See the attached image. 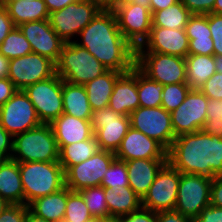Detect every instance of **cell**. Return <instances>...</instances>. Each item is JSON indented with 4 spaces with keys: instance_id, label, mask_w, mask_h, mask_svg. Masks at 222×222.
<instances>
[{
    "instance_id": "cell-47",
    "label": "cell",
    "mask_w": 222,
    "mask_h": 222,
    "mask_svg": "<svg viewBox=\"0 0 222 222\" xmlns=\"http://www.w3.org/2000/svg\"><path fill=\"white\" fill-rule=\"evenodd\" d=\"M15 27L7 8L0 3V44Z\"/></svg>"
},
{
    "instance_id": "cell-2",
    "label": "cell",
    "mask_w": 222,
    "mask_h": 222,
    "mask_svg": "<svg viewBox=\"0 0 222 222\" xmlns=\"http://www.w3.org/2000/svg\"><path fill=\"white\" fill-rule=\"evenodd\" d=\"M167 161L180 173L214 178L222 175V138L202 130L175 137Z\"/></svg>"
},
{
    "instance_id": "cell-51",
    "label": "cell",
    "mask_w": 222,
    "mask_h": 222,
    "mask_svg": "<svg viewBox=\"0 0 222 222\" xmlns=\"http://www.w3.org/2000/svg\"><path fill=\"white\" fill-rule=\"evenodd\" d=\"M16 92L17 88L8 78H0V106L4 105Z\"/></svg>"
},
{
    "instance_id": "cell-30",
    "label": "cell",
    "mask_w": 222,
    "mask_h": 222,
    "mask_svg": "<svg viewBox=\"0 0 222 222\" xmlns=\"http://www.w3.org/2000/svg\"><path fill=\"white\" fill-rule=\"evenodd\" d=\"M186 60V80L190 89H200L216 72L214 55L188 54Z\"/></svg>"
},
{
    "instance_id": "cell-60",
    "label": "cell",
    "mask_w": 222,
    "mask_h": 222,
    "mask_svg": "<svg viewBox=\"0 0 222 222\" xmlns=\"http://www.w3.org/2000/svg\"><path fill=\"white\" fill-rule=\"evenodd\" d=\"M9 205V203L0 196V214L4 211V209Z\"/></svg>"
},
{
    "instance_id": "cell-6",
    "label": "cell",
    "mask_w": 222,
    "mask_h": 222,
    "mask_svg": "<svg viewBox=\"0 0 222 222\" xmlns=\"http://www.w3.org/2000/svg\"><path fill=\"white\" fill-rule=\"evenodd\" d=\"M102 9L94 1L82 0L49 13L48 21L64 42H72Z\"/></svg>"
},
{
    "instance_id": "cell-61",
    "label": "cell",
    "mask_w": 222,
    "mask_h": 222,
    "mask_svg": "<svg viewBox=\"0 0 222 222\" xmlns=\"http://www.w3.org/2000/svg\"><path fill=\"white\" fill-rule=\"evenodd\" d=\"M109 219L92 217L91 219L87 220L86 222H107Z\"/></svg>"
},
{
    "instance_id": "cell-43",
    "label": "cell",
    "mask_w": 222,
    "mask_h": 222,
    "mask_svg": "<svg viewBox=\"0 0 222 222\" xmlns=\"http://www.w3.org/2000/svg\"><path fill=\"white\" fill-rule=\"evenodd\" d=\"M28 205L9 204L0 214V222H25Z\"/></svg>"
},
{
    "instance_id": "cell-41",
    "label": "cell",
    "mask_w": 222,
    "mask_h": 222,
    "mask_svg": "<svg viewBox=\"0 0 222 222\" xmlns=\"http://www.w3.org/2000/svg\"><path fill=\"white\" fill-rule=\"evenodd\" d=\"M209 29L213 40L214 56H222V14L209 13Z\"/></svg>"
},
{
    "instance_id": "cell-56",
    "label": "cell",
    "mask_w": 222,
    "mask_h": 222,
    "mask_svg": "<svg viewBox=\"0 0 222 222\" xmlns=\"http://www.w3.org/2000/svg\"><path fill=\"white\" fill-rule=\"evenodd\" d=\"M25 222H49L44 218H41L34 213H32L29 209L27 210Z\"/></svg>"
},
{
    "instance_id": "cell-35",
    "label": "cell",
    "mask_w": 222,
    "mask_h": 222,
    "mask_svg": "<svg viewBox=\"0 0 222 222\" xmlns=\"http://www.w3.org/2000/svg\"><path fill=\"white\" fill-rule=\"evenodd\" d=\"M33 52L30 42L18 27H15L0 44V53L9 60L28 55Z\"/></svg>"
},
{
    "instance_id": "cell-9",
    "label": "cell",
    "mask_w": 222,
    "mask_h": 222,
    "mask_svg": "<svg viewBox=\"0 0 222 222\" xmlns=\"http://www.w3.org/2000/svg\"><path fill=\"white\" fill-rule=\"evenodd\" d=\"M212 178L191 173H180L175 210L194 220L201 210L210 205Z\"/></svg>"
},
{
    "instance_id": "cell-55",
    "label": "cell",
    "mask_w": 222,
    "mask_h": 222,
    "mask_svg": "<svg viewBox=\"0 0 222 222\" xmlns=\"http://www.w3.org/2000/svg\"><path fill=\"white\" fill-rule=\"evenodd\" d=\"M10 60L0 53V78H8Z\"/></svg>"
},
{
    "instance_id": "cell-16",
    "label": "cell",
    "mask_w": 222,
    "mask_h": 222,
    "mask_svg": "<svg viewBox=\"0 0 222 222\" xmlns=\"http://www.w3.org/2000/svg\"><path fill=\"white\" fill-rule=\"evenodd\" d=\"M40 124L35 108L23 90H17L4 105L0 106V125L12 136Z\"/></svg>"
},
{
    "instance_id": "cell-32",
    "label": "cell",
    "mask_w": 222,
    "mask_h": 222,
    "mask_svg": "<svg viewBox=\"0 0 222 222\" xmlns=\"http://www.w3.org/2000/svg\"><path fill=\"white\" fill-rule=\"evenodd\" d=\"M59 148L58 162L63 167L64 172L70 167L84 162L88 158L96 154L100 148L96 138H92L80 142L65 145Z\"/></svg>"
},
{
    "instance_id": "cell-20",
    "label": "cell",
    "mask_w": 222,
    "mask_h": 222,
    "mask_svg": "<svg viewBox=\"0 0 222 222\" xmlns=\"http://www.w3.org/2000/svg\"><path fill=\"white\" fill-rule=\"evenodd\" d=\"M116 159H167V150L156 140L130 127L115 152Z\"/></svg>"
},
{
    "instance_id": "cell-1",
    "label": "cell",
    "mask_w": 222,
    "mask_h": 222,
    "mask_svg": "<svg viewBox=\"0 0 222 222\" xmlns=\"http://www.w3.org/2000/svg\"><path fill=\"white\" fill-rule=\"evenodd\" d=\"M85 48L108 70L126 73L135 67L136 48L122 35L114 11L102 9L80 32Z\"/></svg>"
},
{
    "instance_id": "cell-21",
    "label": "cell",
    "mask_w": 222,
    "mask_h": 222,
    "mask_svg": "<svg viewBox=\"0 0 222 222\" xmlns=\"http://www.w3.org/2000/svg\"><path fill=\"white\" fill-rule=\"evenodd\" d=\"M108 107L123 116H129L139 107L136 66L118 77Z\"/></svg>"
},
{
    "instance_id": "cell-40",
    "label": "cell",
    "mask_w": 222,
    "mask_h": 222,
    "mask_svg": "<svg viewBox=\"0 0 222 222\" xmlns=\"http://www.w3.org/2000/svg\"><path fill=\"white\" fill-rule=\"evenodd\" d=\"M201 130L222 138V99H208L207 118Z\"/></svg>"
},
{
    "instance_id": "cell-14",
    "label": "cell",
    "mask_w": 222,
    "mask_h": 222,
    "mask_svg": "<svg viewBox=\"0 0 222 222\" xmlns=\"http://www.w3.org/2000/svg\"><path fill=\"white\" fill-rule=\"evenodd\" d=\"M56 74V64L47 57L34 52L11 59L9 62L8 79L17 90H25L38 81L45 80Z\"/></svg>"
},
{
    "instance_id": "cell-15",
    "label": "cell",
    "mask_w": 222,
    "mask_h": 222,
    "mask_svg": "<svg viewBox=\"0 0 222 222\" xmlns=\"http://www.w3.org/2000/svg\"><path fill=\"white\" fill-rule=\"evenodd\" d=\"M208 97L190 89L184 102L170 113L175 137L200 131L207 118Z\"/></svg>"
},
{
    "instance_id": "cell-18",
    "label": "cell",
    "mask_w": 222,
    "mask_h": 222,
    "mask_svg": "<svg viewBox=\"0 0 222 222\" xmlns=\"http://www.w3.org/2000/svg\"><path fill=\"white\" fill-rule=\"evenodd\" d=\"M18 28L30 42L34 53L47 57L55 64L58 62L66 42L52 29L48 20L26 22Z\"/></svg>"
},
{
    "instance_id": "cell-10",
    "label": "cell",
    "mask_w": 222,
    "mask_h": 222,
    "mask_svg": "<svg viewBox=\"0 0 222 222\" xmlns=\"http://www.w3.org/2000/svg\"><path fill=\"white\" fill-rule=\"evenodd\" d=\"M130 125L149 138L156 140L167 151L175 139L170 112L163 107H138L130 115Z\"/></svg>"
},
{
    "instance_id": "cell-34",
    "label": "cell",
    "mask_w": 222,
    "mask_h": 222,
    "mask_svg": "<svg viewBox=\"0 0 222 222\" xmlns=\"http://www.w3.org/2000/svg\"><path fill=\"white\" fill-rule=\"evenodd\" d=\"M163 89V84L149 79L137 68V90L140 107H160Z\"/></svg>"
},
{
    "instance_id": "cell-26",
    "label": "cell",
    "mask_w": 222,
    "mask_h": 222,
    "mask_svg": "<svg viewBox=\"0 0 222 222\" xmlns=\"http://www.w3.org/2000/svg\"><path fill=\"white\" fill-rule=\"evenodd\" d=\"M71 191L67 186H64L52 194L33 200L28 205L29 210L49 222L62 220L65 215L67 196Z\"/></svg>"
},
{
    "instance_id": "cell-50",
    "label": "cell",
    "mask_w": 222,
    "mask_h": 222,
    "mask_svg": "<svg viewBox=\"0 0 222 222\" xmlns=\"http://www.w3.org/2000/svg\"><path fill=\"white\" fill-rule=\"evenodd\" d=\"M157 222H193V220L173 209L157 212Z\"/></svg>"
},
{
    "instance_id": "cell-13",
    "label": "cell",
    "mask_w": 222,
    "mask_h": 222,
    "mask_svg": "<svg viewBox=\"0 0 222 222\" xmlns=\"http://www.w3.org/2000/svg\"><path fill=\"white\" fill-rule=\"evenodd\" d=\"M116 159L115 153L99 150L92 157L77 165L70 166L65 172V186L72 191L100 186L104 173Z\"/></svg>"
},
{
    "instance_id": "cell-31",
    "label": "cell",
    "mask_w": 222,
    "mask_h": 222,
    "mask_svg": "<svg viewBox=\"0 0 222 222\" xmlns=\"http://www.w3.org/2000/svg\"><path fill=\"white\" fill-rule=\"evenodd\" d=\"M9 12L16 27L19 25L39 20H48L49 12L44 0L0 2Z\"/></svg>"
},
{
    "instance_id": "cell-59",
    "label": "cell",
    "mask_w": 222,
    "mask_h": 222,
    "mask_svg": "<svg viewBox=\"0 0 222 222\" xmlns=\"http://www.w3.org/2000/svg\"><path fill=\"white\" fill-rule=\"evenodd\" d=\"M98 3L103 9H105L110 3L111 0H90Z\"/></svg>"
},
{
    "instance_id": "cell-44",
    "label": "cell",
    "mask_w": 222,
    "mask_h": 222,
    "mask_svg": "<svg viewBox=\"0 0 222 222\" xmlns=\"http://www.w3.org/2000/svg\"><path fill=\"white\" fill-rule=\"evenodd\" d=\"M122 222H157V212L141 207L140 209L123 215Z\"/></svg>"
},
{
    "instance_id": "cell-36",
    "label": "cell",
    "mask_w": 222,
    "mask_h": 222,
    "mask_svg": "<svg viewBox=\"0 0 222 222\" xmlns=\"http://www.w3.org/2000/svg\"><path fill=\"white\" fill-rule=\"evenodd\" d=\"M93 217L110 219L107 203L105 200V188L94 186L84 188L78 191Z\"/></svg>"
},
{
    "instance_id": "cell-48",
    "label": "cell",
    "mask_w": 222,
    "mask_h": 222,
    "mask_svg": "<svg viewBox=\"0 0 222 222\" xmlns=\"http://www.w3.org/2000/svg\"><path fill=\"white\" fill-rule=\"evenodd\" d=\"M13 150V136L0 125V157L11 159Z\"/></svg>"
},
{
    "instance_id": "cell-7",
    "label": "cell",
    "mask_w": 222,
    "mask_h": 222,
    "mask_svg": "<svg viewBox=\"0 0 222 222\" xmlns=\"http://www.w3.org/2000/svg\"><path fill=\"white\" fill-rule=\"evenodd\" d=\"M135 66L163 85L187 83L185 58L157 52H136Z\"/></svg>"
},
{
    "instance_id": "cell-57",
    "label": "cell",
    "mask_w": 222,
    "mask_h": 222,
    "mask_svg": "<svg viewBox=\"0 0 222 222\" xmlns=\"http://www.w3.org/2000/svg\"><path fill=\"white\" fill-rule=\"evenodd\" d=\"M212 13L222 14V0H215Z\"/></svg>"
},
{
    "instance_id": "cell-39",
    "label": "cell",
    "mask_w": 222,
    "mask_h": 222,
    "mask_svg": "<svg viewBox=\"0 0 222 222\" xmlns=\"http://www.w3.org/2000/svg\"><path fill=\"white\" fill-rule=\"evenodd\" d=\"M105 189L129 186L128 171L124 161L115 159L104 173L101 185Z\"/></svg>"
},
{
    "instance_id": "cell-11",
    "label": "cell",
    "mask_w": 222,
    "mask_h": 222,
    "mask_svg": "<svg viewBox=\"0 0 222 222\" xmlns=\"http://www.w3.org/2000/svg\"><path fill=\"white\" fill-rule=\"evenodd\" d=\"M90 122L100 150L114 153L131 127L129 116L115 113L109 107L93 111Z\"/></svg>"
},
{
    "instance_id": "cell-17",
    "label": "cell",
    "mask_w": 222,
    "mask_h": 222,
    "mask_svg": "<svg viewBox=\"0 0 222 222\" xmlns=\"http://www.w3.org/2000/svg\"><path fill=\"white\" fill-rule=\"evenodd\" d=\"M118 28L124 38L137 48L149 37L152 27V13L149 9L130 3L114 11Z\"/></svg>"
},
{
    "instance_id": "cell-54",
    "label": "cell",
    "mask_w": 222,
    "mask_h": 222,
    "mask_svg": "<svg viewBox=\"0 0 222 222\" xmlns=\"http://www.w3.org/2000/svg\"><path fill=\"white\" fill-rule=\"evenodd\" d=\"M178 1L179 0H150L151 13L153 14L155 11L166 9Z\"/></svg>"
},
{
    "instance_id": "cell-22",
    "label": "cell",
    "mask_w": 222,
    "mask_h": 222,
    "mask_svg": "<svg viewBox=\"0 0 222 222\" xmlns=\"http://www.w3.org/2000/svg\"><path fill=\"white\" fill-rule=\"evenodd\" d=\"M167 159H133L125 161L129 187L141 198L147 194L158 171Z\"/></svg>"
},
{
    "instance_id": "cell-64",
    "label": "cell",
    "mask_w": 222,
    "mask_h": 222,
    "mask_svg": "<svg viewBox=\"0 0 222 222\" xmlns=\"http://www.w3.org/2000/svg\"><path fill=\"white\" fill-rule=\"evenodd\" d=\"M57 222H67L65 219L59 220Z\"/></svg>"
},
{
    "instance_id": "cell-4",
    "label": "cell",
    "mask_w": 222,
    "mask_h": 222,
    "mask_svg": "<svg viewBox=\"0 0 222 222\" xmlns=\"http://www.w3.org/2000/svg\"><path fill=\"white\" fill-rule=\"evenodd\" d=\"M11 159L19 163L58 161L59 148L51 125L41 123L13 136Z\"/></svg>"
},
{
    "instance_id": "cell-3",
    "label": "cell",
    "mask_w": 222,
    "mask_h": 222,
    "mask_svg": "<svg viewBox=\"0 0 222 222\" xmlns=\"http://www.w3.org/2000/svg\"><path fill=\"white\" fill-rule=\"evenodd\" d=\"M19 171L24 189V205L65 186L64 170L58 161L19 163Z\"/></svg>"
},
{
    "instance_id": "cell-42",
    "label": "cell",
    "mask_w": 222,
    "mask_h": 222,
    "mask_svg": "<svg viewBox=\"0 0 222 222\" xmlns=\"http://www.w3.org/2000/svg\"><path fill=\"white\" fill-rule=\"evenodd\" d=\"M199 90L208 99H222V74L215 72Z\"/></svg>"
},
{
    "instance_id": "cell-63",
    "label": "cell",
    "mask_w": 222,
    "mask_h": 222,
    "mask_svg": "<svg viewBox=\"0 0 222 222\" xmlns=\"http://www.w3.org/2000/svg\"><path fill=\"white\" fill-rule=\"evenodd\" d=\"M107 222H122L120 219L112 218L109 219Z\"/></svg>"
},
{
    "instance_id": "cell-29",
    "label": "cell",
    "mask_w": 222,
    "mask_h": 222,
    "mask_svg": "<svg viewBox=\"0 0 222 222\" xmlns=\"http://www.w3.org/2000/svg\"><path fill=\"white\" fill-rule=\"evenodd\" d=\"M121 74L108 70L84 85L92 111L108 107L115 82Z\"/></svg>"
},
{
    "instance_id": "cell-27",
    "label": "cell",
    "mask_w": 222,
    "mask_h": 222,
    "mask_svg": "<svg viewBox=\"0 0 222 222\" xmlns=\"http://www.w3.org/2000/svg\"><path fill=\"white\" fill-rule=\"evenodd\" d=\"M63 113L78 119L90 120L92 109L84 85L62 80Z\"/></svg>"
},
{
    "instance_id": "cell-24",
    "label": "cell",
    "mask_w": 222,
    "mask_h": 222,
    "mask_svg": "<svg viewBox=\"0 0 222 222\" xmlns=\"http://www.w3.org/2000/svg\"><path fill=\"white\" fill-rule=\"evenodd\" d=\"M185 31L189 40L188 54L214 55L209 14H192Z\"/></svg>"
},
{
    "instance_id": "cell-58",
    "label": "cell",
    "mask_w": 222,
    "mask_h": 222,
    "mask_svg": "<svg viewBox=\"0 0 222 222\" xmlns=\"http://www.w3.org/2000/svg\"><path fill=\"white\" fill-rule=\"evenodd\" d=\"M216 61V72L222 74V56H215Z\"/></svg>"
},
{
    "instance_id": "cell-37",
    "label": "cell",
    "mask_w": 222,
    "mask_h": 222,
    "mask_svg": "<svg viewBox=\"0 0 222 222\" xmlns=\"http://www.w3.org/2000/svg\"><path fill=\"white\" fill-rule=\"evenodd\" d=\"M92 217L82 195L78 191H71L67 196L66 210L63 219L67 222H86Z\"/></svg>"
},
{
    "instance_id": "cell-49",
    "label": "cell",
    "mask_w": 222,
    "mask_h": 222,
    "mask_svg": "<svg viewBox=\"0 0 222 222\" xmlns=\"http://www.w3.org/2000/svg\"><path fill=\"white\" fill-rule=\"evenodd\" d=\"M210 204L222 208V175L212 178Z\"/></svg>"
},
{
    "instance_id": "cell-33",
    "label": "cell",
    "mask_w": 222,
    "mask_h": 222,
    "mask_svg": "<svg viewBox=\"0 0 222 222\" xmlns=\"http://www.w3.org/2000/svg\"><path fill=\"white\" fill-rule=\"evenodd\" d=\"M192 13L183 5L182 0L166 9L152 14V26L168 29H185Z\"/></svg>"
},
{
    "instance_id": "cell-5",
    "label": "cell",
    "mask_w": 222,
    "mask_h": 222,
    "mask_svg": "<svg viewBox=\"0 0 222 222\" xmlns=\"http://www.w3.org/2000/svg\"><path fill=\"white\" fill-rule=\"evenodd\" d=\"M107 71L102 63L76 44L75 40L65 43L56 63V74L62 80L78 85H85Z\"/></svg>"
},
{
    "instance_id": "cell-12",
    "label": "cell",
    "mask_w": 222,
    "mask_h": 222,
    "mask_svg": "<svg viewBox=\"0 0 222 222\" xmlns=\"http://www.w3.org/2000/svg\"><path fill=\"white\" fill-rule=\"evenodd\" d=\"M180 172L168 161L158 171L142 199V207L153 212L173 210L176 206Z\"/></svg>"
},
{
    "instance_id": "cell-53",
    "label": "cell",
    "mask_w": 222,
    "mask_h": 222,
    "mask_svg": "<svg viewBox=\"0 0 222 222\" xmlns=\"http://www.w3.org/2000/svg\"><path fill=\"white\" fill-rule=\"evenodd\" d=\"M82 0H44L49 13L60 10L69 4L76 3Z\"/></svg>"
},
{
    "instance_id": "cell-28",
    "label": "cell",
    "mask_w": 222,
    "mask_h": 222,
    "mask_svg": "<svg viewBox=\"0 0 222 222\" xmlns=\"http://www.w3.org/2000/svg\"><path fill=\"white\" fill-rule=\"evenodd\" d=\"M105 200L110 219H120L142 207V199L129 186L105 189Z\"/></svg>"
},
{
    "instance_id": "cell-25",
    "label": "cell",
    "mask_w": 222,
    "mask_h": 222,
    "mask_svg": "<svg viewBox=\"0 0 222 222\" xmlns=\"http://www.w3.org/2000/svg\"><path fill=\"white\" fill-rule=\"evenodd\" d=\"M0 196L9 204L24 205L19 162L13 159H3L0 163Z\"/></svg>"
},
{
    "instance_id": "cell-62",
    "label": "cell",
    "mask_w": 222,
    "mask_h": 222,
    "mask_svg": "<svg viewBox=\"0 0 222 222\" xmlns=\"http://www.w3.org/2000/svg\"><path fill=\"white\" fill-rule=\"evenodd\" d=\"M21 0H0V2H16ZM23 1H32V0H23Z\"/></svg>"
},
{
    "instance_id": "cell-23",
    "label": "cell",
    "mask_w": 222,
    "mask_h": 222,
    "mask_svg": "<svg viewBox=\"0 0 222 222\" xmlns=\"http://www.w3.org/2000/svg\"><path fill=\"white\" fill-rule=\"evenodd\" d=\"M50 125L58 147L88 140L94 136L90 120L78 119L65 113Z\"/></svg>"
},
{
    "instance_id": "cell-45",
    "label": "cell",
    "mask_w": 222,
    "mask_h": 222,
    "mask_svg": "<svg viewBox=\"0 0 222 222\" xmlns=\"http://www.w3.org/2000/svg\"><path fill=\"white\" fill-rule=\"evenodd\" d=\"M182 2L192 14H209L212 13L215 0H182Z\"/></svg>"
},
{
    "instance_id": "cell-52",
    "label": "cell",
    "mask_w": 222,
    "mask_h": 222,
    "mask_svg": "<svg viewBox=\"0 0 222 222\" xmlns=\"http://www.w3.org/2000/svg\"><path fill=\"white\" fill-rule=\"evenodd\" d=\"M130 3L139 4L151 11L150 0H111V3L105 9L115 11L117 8Z\"/></svg>"
},
{
    "instance_id": "cell-19",
    "label": "cell",
    "mask_w": 222,
    "mask_h": 222,
    "mask_svg": "<svg viewBox=\"0 0 222 222\" xmlns=\"http://www.w3.org/2000/svg\"><path fill=\"white\" fill-rule=\"evenodd\" d=\"M189 40L185 29H168L152 26L149 37L136 48V52H157L185 58Z\"/></svg>"
},
{
    "instance_id": "cell-46",
    "label": "cell",
    "mask_w": 222,
    "mask_h": 222,
    "mask_svg": "<svg viewBox=\"0 0 222 222\" xmlns=\"http://www.w3.org/2000/svg\"><path fill=\"white\" fill-rule=\"evenodd\" d=\"M193 222H222V208L210 204L201 210Z\"/></svg>"
},
{
    "instance_id": "cell-8",
    "label": "cell",
    "mask_w": 222,
    "mask_h": 222,
    "mask_svg": "<svg viewBox=\"0 0 222 222\" xmlns=\"http://www.w3.org/2000/svg\"><path fill=\"white\" fill-rule=\"evenodd\" d=\"M43 124H51L63 114L62 79L58 74L38 81L23 90Z\"/></svg>"
},
{
    "instance_id": "cell-38",
    "label": "cell",
    "mask_w": 222,
    "mask_h": 222,
    "mask_svg": "<svg viewBox=\"0 0 222 222\" xmlns=\"http://www.w3.org/2000/svg\"><path fill=\"white\" fill-rule=\"evenodd\" d=\"M189 91L187 83L164 85L161 107L171 113L184 102Z\"/></svg>"
}]
</instances>
